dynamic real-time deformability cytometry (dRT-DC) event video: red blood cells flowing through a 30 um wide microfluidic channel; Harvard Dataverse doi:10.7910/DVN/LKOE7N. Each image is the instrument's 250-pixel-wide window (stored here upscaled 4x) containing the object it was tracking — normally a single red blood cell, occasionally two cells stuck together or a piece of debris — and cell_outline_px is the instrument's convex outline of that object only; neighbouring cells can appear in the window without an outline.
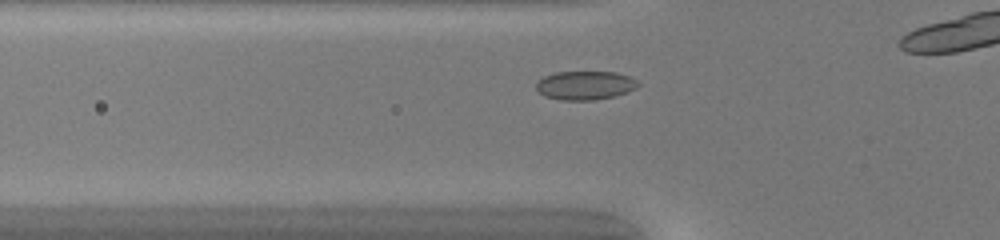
{"species": "common noctule bat (a hibernating species)", "species_latin": "Nyctalus noctula", "temperature_condition": "warm", "stored_images_in_passage": 34, "camera_frame_rate_fps": 3000, "um_per_image_px": 0.085, "animal": {"sex": "female", "body_mass_g": 20.0, "forearm_length_mm": 54.0}, "frame": {"image": 1, "passage_image": 10, "time_ms": 3.0, "image_size_px": [1000, 240], "cell_outline_px": [[640, 84], [636, 88], [628, 92], [596, 100], [560, 100], [544, 96], [536, 88], [536, 84], [544, 76], [556, 72], [616, 72], [628, 76], [636, 80]], "centroid_in_image_um": [49.74, 7.26], "position_along_channel_um": 76.1, "area_um2": 16.99}}
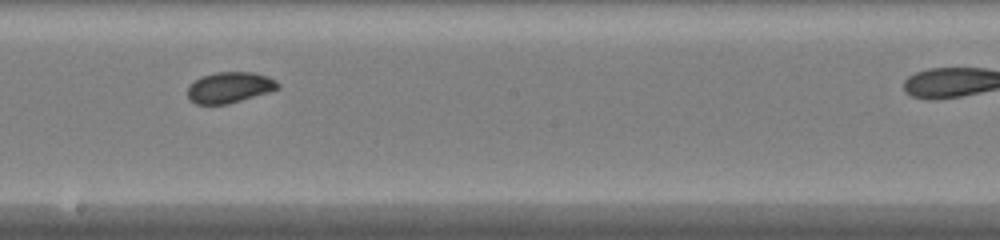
{"frame": {"image": 2, "passage_image": 21, "time_ms": 6.667, "image_size_px": [1000, 240], "cell_outline_px": [[280, 88], [268, 92], [228, 104], [196, 104], [188, 100], [188, 84], [200, 76], [216, 72], [252, 72], [268, 76], [276, 80], [280, 84]], "centroid_in_image_um": [19.49, 7.42], "position_along_channel_um": 228.7, "area_um2": 16.42}}
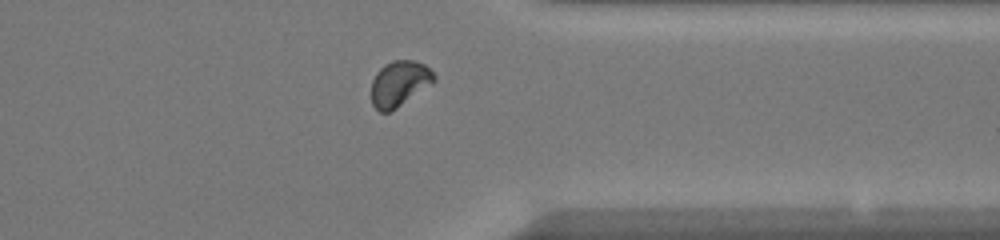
{"frame": {"image": 3, "passage_image": 32, "time_ms": 10.333, "image_size_px": [1000, 240], "cell_outline_px": [[436, 80], [396, 108], [388, 112], [380, 112], [372, 104], [372, 80], [376, 72], [384, 64], [392, 60], [412, 60], [424, 64], [436, 76]], "centroid_in_image_um": [33.92, 7.08], "position_along_channel_um": 377.5, "area_um2": 16.42}}